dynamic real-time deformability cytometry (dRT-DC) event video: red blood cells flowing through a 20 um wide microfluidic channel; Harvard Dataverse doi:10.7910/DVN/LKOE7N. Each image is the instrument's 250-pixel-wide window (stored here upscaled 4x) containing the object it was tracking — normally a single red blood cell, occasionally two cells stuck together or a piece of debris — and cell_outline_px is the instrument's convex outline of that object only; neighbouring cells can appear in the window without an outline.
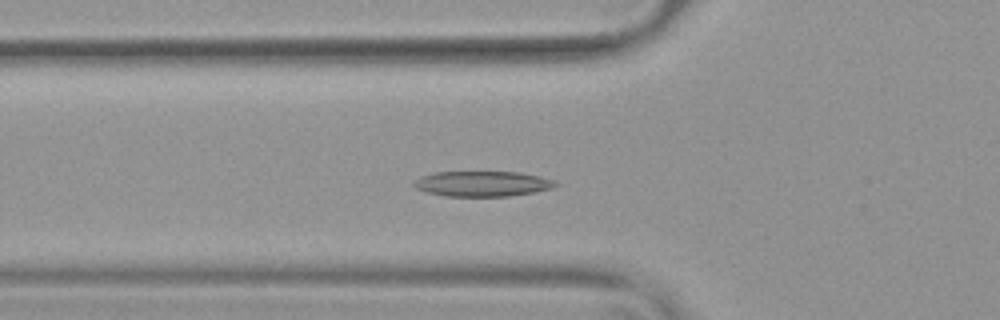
{"species": "common noctule bat (a hibernating species)", "species_latin": "Nyctalus noctula", "temperature_condition": "warm", "stored_images_in_passage": 44, "camera_frame_rate_fps": 3000, "um_per_image_px": 0.085, "animal": {"sex": "female", "body_mass_g": 19.9}, "frame": {"image": 1, "passage_image": 9, "time_ms": 2.667, "image_size_px": [1000, 320], "cell_outline_px": [[560, 184], [552, 188], [536, 192], [508, 196], [448, 196], [428, 192], [416, 188], [412, 184], [412, 180], [420, 176], [436, 172], [520, 172], [540, 176], [552, 180]], "centroid_in_image_um": [41.0, 15.61], "position_along_channel_um": 84.8, "area_um2": 20.92}}
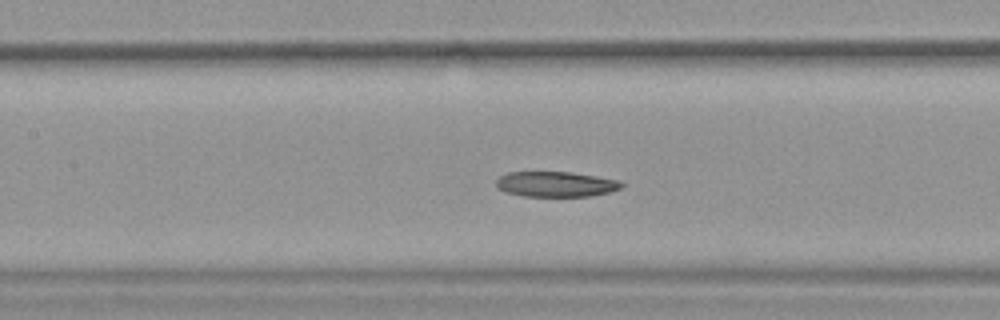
{"frame": {"image": 2, "passage_image": 15, "time_ms": 4.667, "image_size_px": [1000, 320], "cell_outline_px": [[624, 184], [620, 188], [612, 192], [592, 196], [524, 196], [504, 192], [496, 184], [496, 180], [500, 176], [508, 172], [572, 172], [620, 180]], "centroid_in_image_um": [47.28, 15.65], "position_along_channel_um": 160.1, "area_um2": 18.55}}
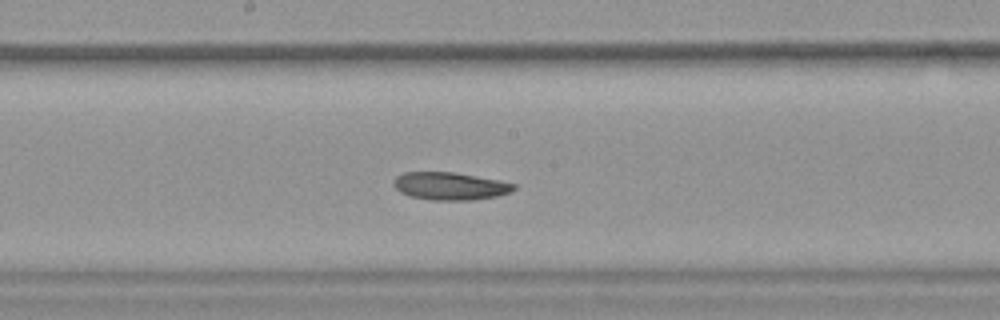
{"frame": {"image": 3, "passage_image": 19, "time_ms": 6.0, "image_size_px": [1000, 320], "cell_outline_px": [[516, 188], [512, 192], [496, 196], [472, 200], [432, 200], [408, 196], [400, 192], [392, 184], [396, 176], [404, 172], [456, 172], [500, 180], [516, 184]], "centroid_in_image_um": [38.26, 15.81], "position_along_channel_um": 209.9, "area_um2": 19.59}}